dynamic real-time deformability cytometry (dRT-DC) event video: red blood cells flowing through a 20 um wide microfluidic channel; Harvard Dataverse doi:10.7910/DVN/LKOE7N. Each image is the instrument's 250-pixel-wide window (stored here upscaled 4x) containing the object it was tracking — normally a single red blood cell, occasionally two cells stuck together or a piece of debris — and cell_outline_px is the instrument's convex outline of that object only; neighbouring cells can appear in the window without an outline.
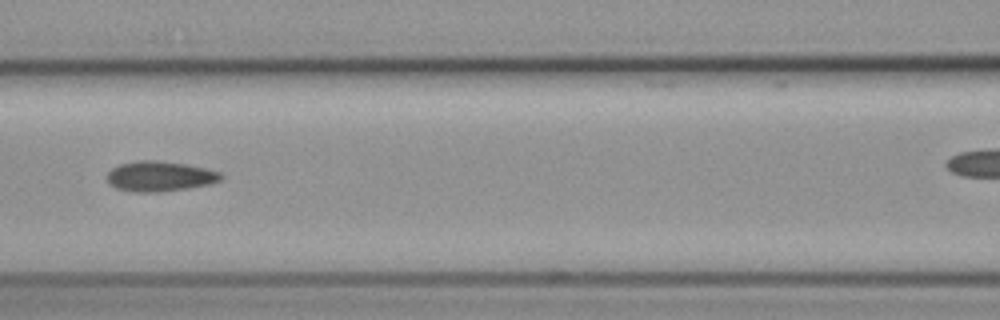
{"species": "common noctule bat (a hibernating species)", "species_latin": "Nyctalus noctula", "temperature_condition": "cold", "stored_images_in_passage": 14, "camera_frame_rate_fps": 3000, "um_per_image_px": 0.085, "animal": {"sex": "female", "body_mass_g": 19.3, "forearm_length_mm": 54.1}, "frame": {"image": 1, "passage_image": 5, "time_ms": 5.0, "image_size_px": [1000, 320], "cell_outline_px": [[224, 176], [220, 180], [208, 184], [188, 188], [156, 192], [136, 192], [116, 188], [108, 184], [104, 176], [112, 168], [120, 164], [140, 160], [156, 160], [184, 164], [204, 168], [220, 172]], "centroid_in_image_um": [13.52, 14.98], "position_along_channel_um": 153.1, "area_um2": 20.0}}
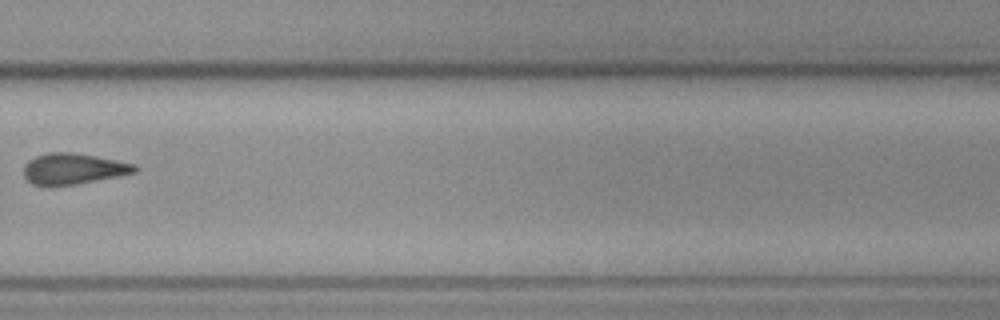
{"frame": {"image": 2, "passage_image": 10, "time_ms": 11.667, "image_size_px": [1000, 320], "cell_outline_px": [[140, 168], [136, 172], [120, 176], [76, 184], [32, 184], [24, 176], [24, 164], [28, 160], [36, 156], [48, 152], [72, 152], [136, 164]], "centroid_in_image_um": [6.26, 14.33], "position_along_channel_um": 323.5, "area_um2": 19.77}}
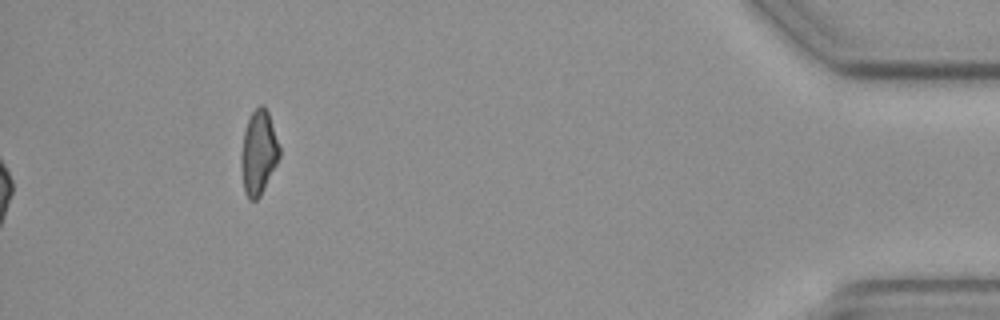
{"frame": {"image": 3, "passage_image": 14, "time_ms": 16.0, "image_size_px": [1000, 320], "cell_outline_px": [[280, 156], [260, 196], [256, 200], [248, 200], [244, 192], [240, 164], [240, 156], [244, 132], [248, 120], [252, 112], [260, 104], [264, 104], [268, 112], [280, 148]], "centroid_in_image_um": [21.96, 12.98], "position_along_channel_um": 413.2, "area_um2": 18.73}, "authors_computed_cell_mechanics": {"area_um2": 19.8254, "velocity_mm_per_s": 3.6243, "shape_relaxation_time_tau1_ms": null, "shape_relaxation_time_tau2_ms": 7.4495, "deformation_change_tau1": null, "deformation_change_tau2": 0.1109}}